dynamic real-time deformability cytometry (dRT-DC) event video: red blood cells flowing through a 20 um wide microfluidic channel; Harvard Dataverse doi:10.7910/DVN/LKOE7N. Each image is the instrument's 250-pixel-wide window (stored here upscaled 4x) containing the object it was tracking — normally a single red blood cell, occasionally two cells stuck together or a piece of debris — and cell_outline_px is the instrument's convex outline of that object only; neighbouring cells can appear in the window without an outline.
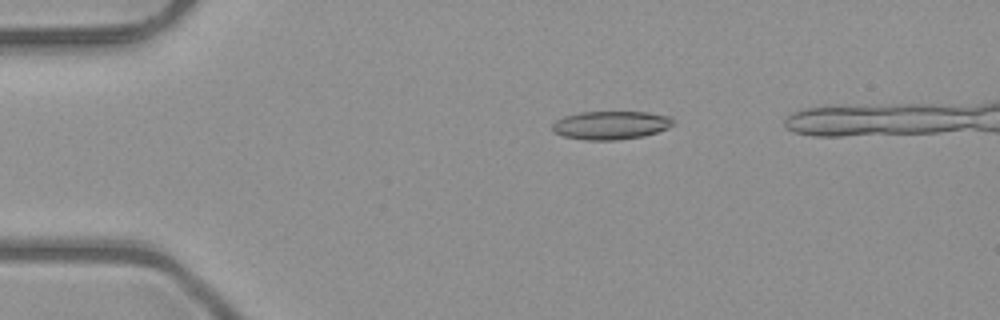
{"species": "common noctule bat (a hibernating species)", "species_latin": "Nyctalus noctula", "temperature_condition": "room temperature", "stored_images_in_passage": 36, "camera_frame_rate_fps": 3000, "um_per_image_px": 0.085, "animal": {"sex": "male", "body_mass_g": 23.1, "forearm_length_mm": 52.7}, "frame": {"image": 1, "passage_image": 1, "time_ms": 0.0, "image_size_px": [1000, 320], "cell_outline_px": [[676, 124], [668, 128], [644, 136], [616, 140], [584, 140], [564, 136], [556, 132], [552, 128], [552, 124], [556, 120], [564, 116], [580, 112], [644, 112], [672, 116]], "centroid_in_image_um": [51.96, 10.64], "position_along_channel_um": 33.0, "area_um2": 20.06}}
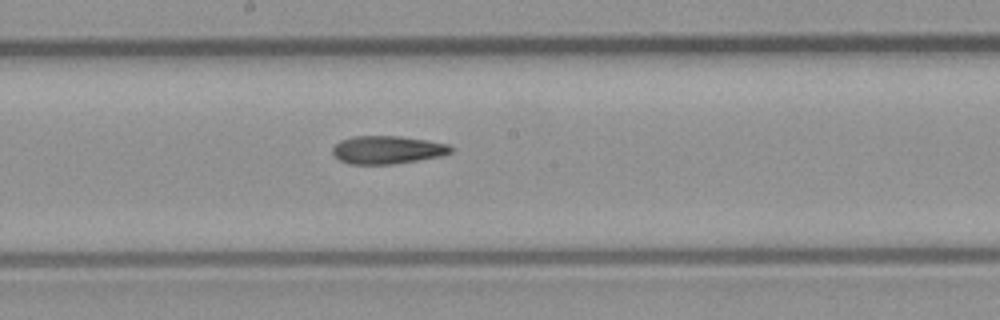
{"frame": {"image": 2, "passage_image": 18, "time_ms": 5.667, "image_size_px": [1000, 320], "cell_outline_px": [[452, 152], [440, 156], [392, 164], [352, 164], [340, 160], [332, 152], [332, 148], [340, 140], [352, 136], [400, 136], [448, 144], [452, 148]], "centroid_in_image_um": [32.9, 12.73], "position_along_channel_um": 215.3, "area_um2": 19.07}}
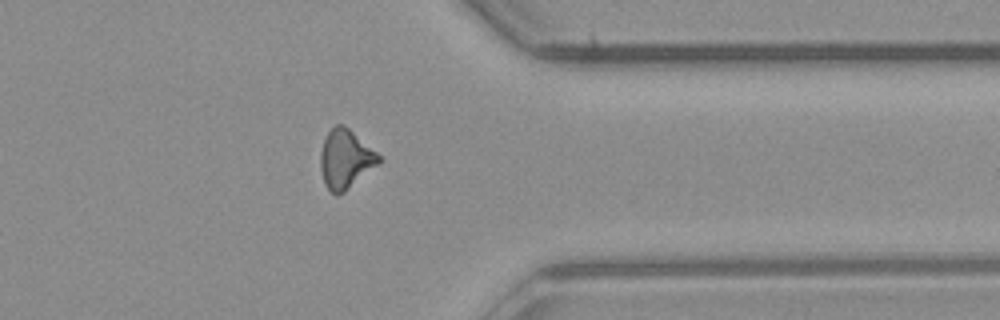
{"frame": {"image": 3, "passage_image": 31, "time_ms": 10.0, "image_size_px": [1000, 320], "cell_outline_px": [[380, 164], [344, 192], [336, 196], [324, 184], [320, 168], [320, 152], [324, 140], [328, 132], [336, 124], [344, 124], [376, 152], [380, 156]], "centroid_in_image_um": [29.36, 13.54], "position_along_channel_um": 382.0, "area_um2": 20.0}}